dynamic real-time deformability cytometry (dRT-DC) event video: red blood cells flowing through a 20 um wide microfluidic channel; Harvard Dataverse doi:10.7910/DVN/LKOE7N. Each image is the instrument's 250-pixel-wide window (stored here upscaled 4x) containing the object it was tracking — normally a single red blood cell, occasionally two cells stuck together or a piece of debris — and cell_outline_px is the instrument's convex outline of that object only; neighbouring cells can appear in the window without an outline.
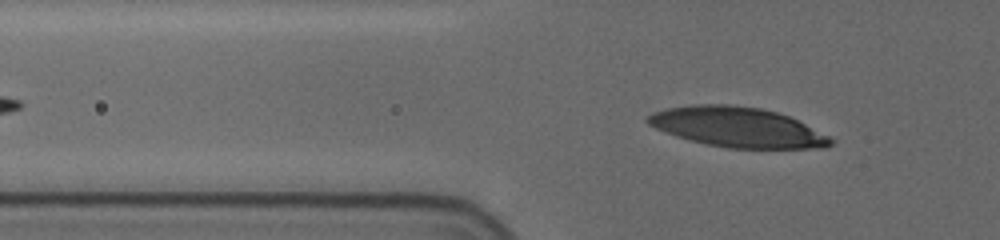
{"species": "human", "species_latin": "Homo sapiens", "temperature_condition": "cold", "stored_images_in_passage": 44, "camera_frame_rate_fps": 3000, "um_per_image_px": 0.085, "donor": {"sex": "female"}, "frame": {"image": 1, "passage_image": 13, "time_ms": 4.0, "image_size_px": [1000, 240], "cell_outline_px": [[832, 144], [824, 148], [728, 148], [708, 144], [676, 136], [664, 132], [648, 124], [644, 120], [652, 112], [668, 108], [692, 104], [728, 104], [760, 108], [776, 112], [788, 116], [828, 136], [832, 140]], "centroid_in_image_um": [62.63, 10.8], "position_along_channel_um": 63.2, "area_um2": 42.14}}
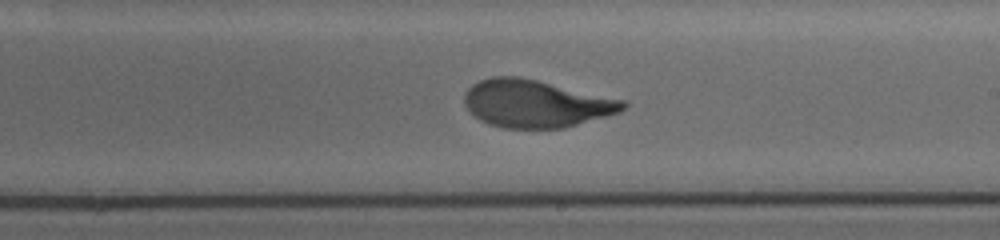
{"frame": {"image": 2, "passage_image": 29, "time_ms": 9.333, "image_size_px": [1000, 240], "cell_outline_px": [[628, 104], [620, 112], [564, 128], [504, 128], [488, 124], [480, 120], [464, 104], [464, 92], [472, 84], [480, 80], [492, 76], [520, 76], [624, 100]], "centroid_in_image_um": [45.52, 8.8], "position_along_channel_um": 243.5, "area_um2": 43.81}}
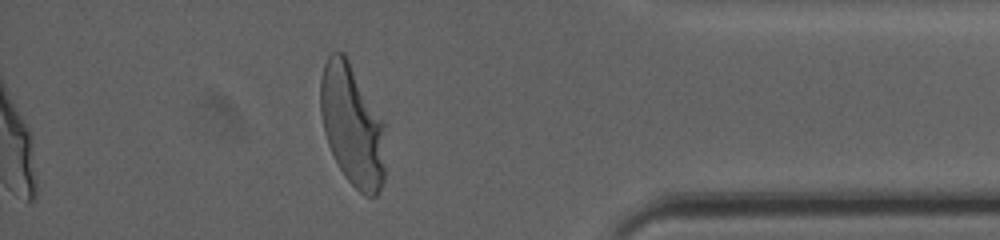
{"frame": {"image": 3, "passage_image": 44, "time_ms": 14.333, "image_size_px": [1000, 240], "cell_outline_px": [[384, 180], [380, 192], [376, 196], [364, 196], [344, 176], [328, 144], [324, 132], [320, 112], [320, 80], [324, 64], [328, 56], [332, 52], [344, 52], [384, 120]], "centroid_in_image_um": [29.94, 10.64], "position_along_channel_um": 405.3, "area_um2": 46.12}, "authors_computed_cell_mechanics": {"area_um2": 43.639, "velocity_mm_per_s": 3.6705, "shape_relaxation_time_tau1_ms": 4.3204, "shape_relaxation_time_tau2_ms": null, "deformation_change_tau1": 0.2048, "deformation_change_tau2": null}}